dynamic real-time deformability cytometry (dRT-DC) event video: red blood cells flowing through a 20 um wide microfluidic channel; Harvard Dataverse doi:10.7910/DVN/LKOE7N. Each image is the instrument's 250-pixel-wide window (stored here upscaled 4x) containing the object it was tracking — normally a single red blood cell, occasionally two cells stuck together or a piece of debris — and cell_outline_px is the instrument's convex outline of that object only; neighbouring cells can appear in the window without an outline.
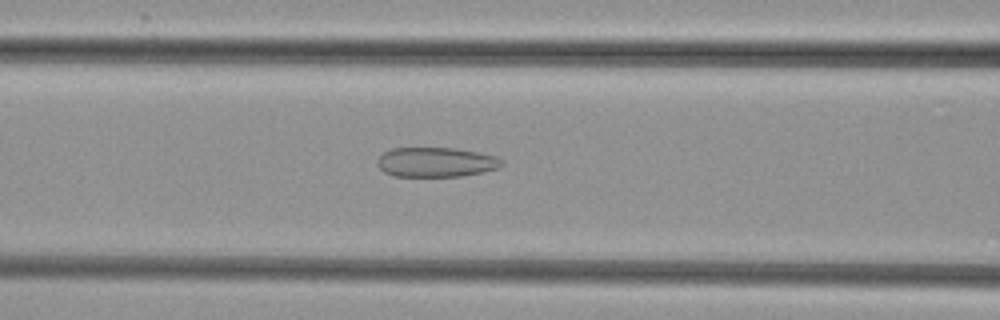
{"species": "common noctule bat (a hibernating species)", "species_latin": "Nyctalus noctula", "temperature_condition": "cold", "stored_images_in_passage": 42, "camera_frame_rate_fps": 3000, "um_per_image_px": 0.085, "animal": {"sex": "female", "body_mass_g": 29.2, "forearm_length_mm": 56.3}, "frame": {"image": 1, "passage_image": 11, "time_ms": 3.333, "image_size_px": [1000, 320], "cell_outline_px": [[504, 164], [500, 168], [464, 176], [392, 176], [384, 172], [376, 164], [376, 160], [384, 152], [392, 148], [456, 148], [496, 156]], "centroid_in_image_um": [37.04, 13.79], "position_along_channel_um": 129.6, "area_um2": 21.56}}
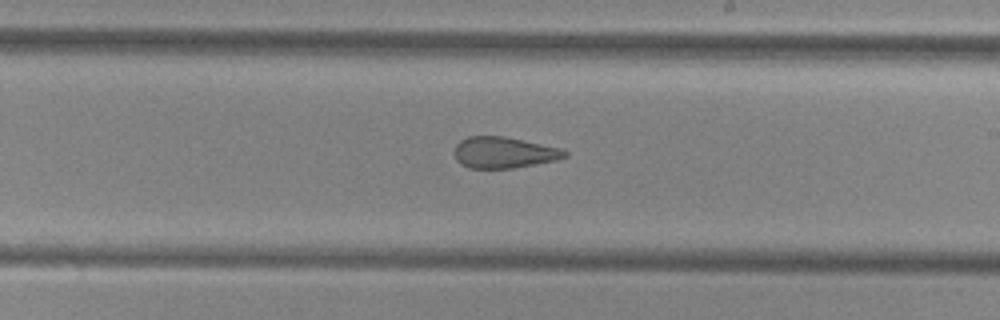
{"frame": {"image": 2, "passage_image": 20, "time_ms": 6.333, "image_size_px": [1000, 320], "cell_outline_px": [[568, 156], [556, 160], [536, 164], [512, 168], [468, 168], [460, 164], [456, 160], [456, 144], [460, 140], [468, 136], [504, 136], [560, 148], [568, 152]], "centroid_in_image_um": [42.83, 12.97], "position_along_channel_um": 246.2, "area_um2": 20.0}}
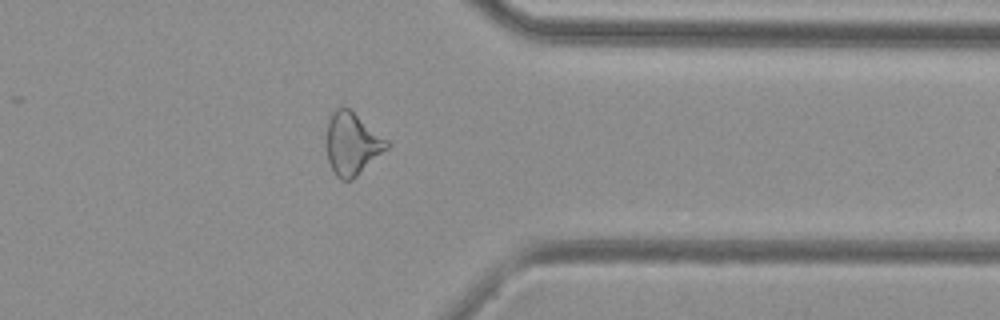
{"frame": {"image": 3, "passage_image": 31, "time_ms": 10.0, "image_size_px": [1000, 320], "cell_outline_px": [[388, 148], [352, 180], [340, 180], [336, 176], [328, 160], [328, 120], [332, 112], [336, 108], [344, 104], [388, 140]], "centroid_in_image_um": [29.93, 12.2], "position_along_channel_um": 381.5, "area_um2": 21.68}}